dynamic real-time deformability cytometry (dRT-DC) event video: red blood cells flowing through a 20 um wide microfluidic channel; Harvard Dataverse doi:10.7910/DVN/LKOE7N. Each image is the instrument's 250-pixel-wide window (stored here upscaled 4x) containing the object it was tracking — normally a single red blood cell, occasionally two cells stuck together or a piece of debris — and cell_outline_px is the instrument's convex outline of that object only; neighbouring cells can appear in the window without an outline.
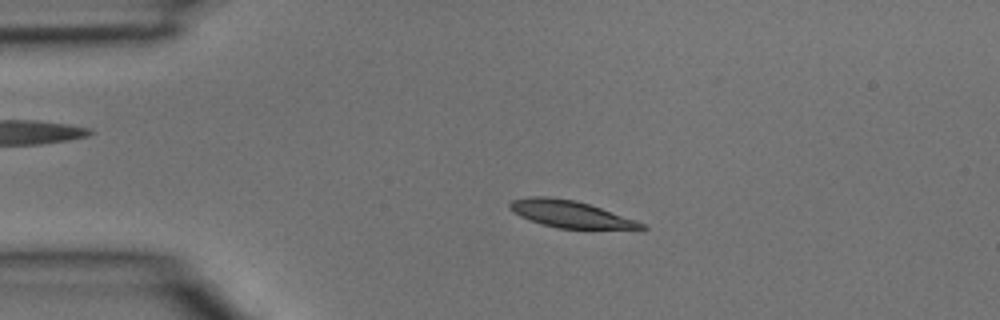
{"species": "common noctule bat (a hibernating species)", "species_latin": "Nyctalus noctula", "temperature_condition": "room temperature", "stored_images_in_passage": 4, "camera_frame_rate_fps": 3000, "um_per_image_px": 0.085, "animal": {"sex": "male", "body_mass_g": 15.6}, "frame": {"image": 1, "passage_image": 3, "time_ms": 0.667, "image_size_px": [1000, 320], "cell_outline_px": [[648, 228], [556, 228], [520, 216], [508, 208], [508, 204], [512, 200], [528, 196], [548, 196], [576, 200], [636, 220], [644, 224]], "centroid_in_image_um": [48.4, 18.17], "position_along_channel_um": 36.6, "area_um2": 20.17}}